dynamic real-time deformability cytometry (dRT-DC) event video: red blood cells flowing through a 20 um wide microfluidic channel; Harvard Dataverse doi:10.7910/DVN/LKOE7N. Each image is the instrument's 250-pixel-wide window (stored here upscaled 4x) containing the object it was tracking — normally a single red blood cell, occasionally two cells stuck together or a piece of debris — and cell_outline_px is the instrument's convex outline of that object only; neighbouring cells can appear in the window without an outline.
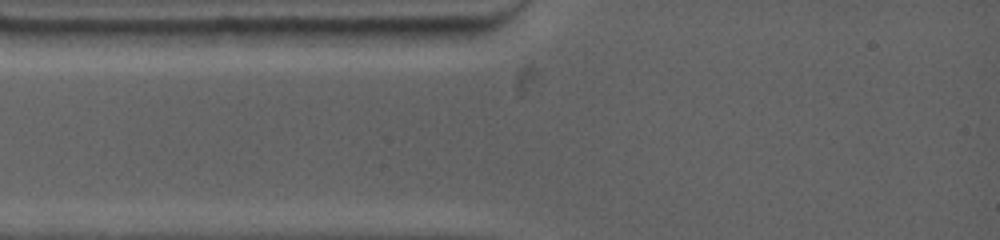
{"species": "common noctule bat (a hibernating species)", "species_latin": "Nyctalus noctula", "temperature_condition": "warm", "stored_images_in_passage": 2, "camera_frame_rate_fps": 4500, "um_per_image_px": 0.085, "animal": {"sex": "female", "body_mass_g": 19.0, "forearm_length_mm": 53.3}, "frame": {"image": 1, "passage_image": 1, "time_ms": 0.0, "image_size_px": [1000, 240], "cell_outline_px": [[468, 36], [456, 44], [332, 44], [328, 40], [320, 28], [468, 28]], "centroid_in_image_um": [33.6, 3.04], "position_along_channel_um": 51.4, "area_um2": 16.13}}